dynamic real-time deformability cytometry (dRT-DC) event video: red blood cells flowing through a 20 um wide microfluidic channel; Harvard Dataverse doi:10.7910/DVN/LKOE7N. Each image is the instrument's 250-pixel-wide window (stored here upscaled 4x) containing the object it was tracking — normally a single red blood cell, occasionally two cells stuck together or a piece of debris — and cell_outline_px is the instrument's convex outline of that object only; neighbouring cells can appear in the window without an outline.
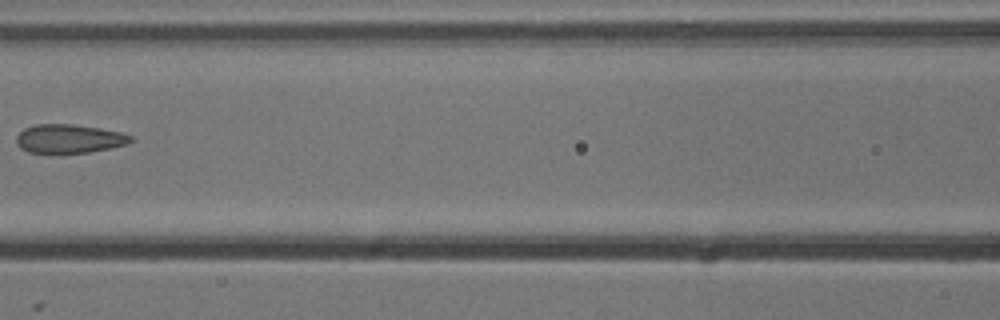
{"species": "common noctule bat (a hibernating species)", "species_latin": "Nyctalus noctula", "temperature_condition": "cold", "stored_images_in_passage": 4, "camera_frame_rate_fps": 3000, "um_per_image_px": 0.085, "animal": {"sex": "male", "body_mass_g": 13.3}, "frame": {"image": 1, "passage_image": 3, "time_ms": 0.667, "image_size_px": [1000, 320], "cell_outline_px": [[132, 140], [128, 144], [88, 152], [28, 152], [20, 148], [16, 144], [16, 136], [24, 128], [36, 124], [72, 124], [100, 128], [120, 132], [132, 136]], "centroid_in_image_um": [5.85, 11.77], "position_along_channel_um": 160.8, "area_um2": 18.96}}
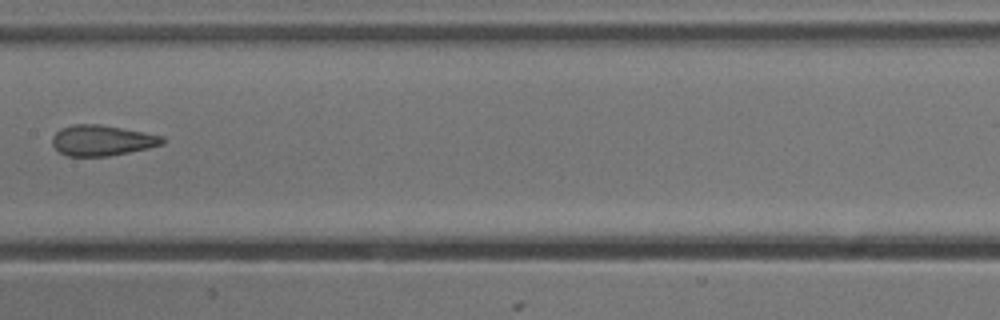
{"frame": {"image": 2, "passage_image": 4, "time_ms": 1.0, "image_size_px": [1000, 320], "cell_outline_px": [[164, 144], [148, 148], [108, 156], [68, 156], [60, 152], [52, 144], [52, 136], [60, 128], [72, 124], [100, 124], [144, 132], [164, 136]], "centroid_in_image_um": [8.66, 11.92], "position_along_channel_um": 198.7, "area_um2": 19.65}}